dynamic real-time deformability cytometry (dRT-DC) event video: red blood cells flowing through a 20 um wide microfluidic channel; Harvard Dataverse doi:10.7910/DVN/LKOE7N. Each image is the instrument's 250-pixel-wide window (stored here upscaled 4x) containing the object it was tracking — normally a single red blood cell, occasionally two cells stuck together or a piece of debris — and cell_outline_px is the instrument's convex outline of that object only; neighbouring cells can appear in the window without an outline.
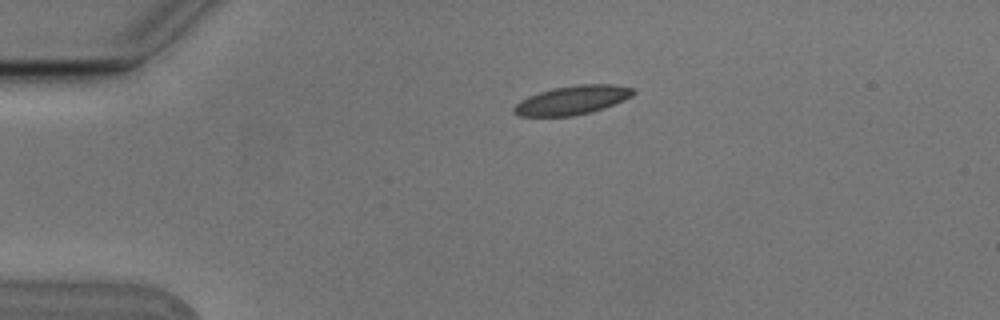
{"species": "Egyptian fruit bat (a non-hibernating species)", "species_latin": "Rousettus aegyptiacus", "temperature_condition": "cold", "stored_images_in_passage": 4, "camera_frame_rate_fps": 3000, "um_per_image_px": 0.085, "animal": {"sex": "male"}, "frame": {"image": 1, "passage_image": 1, "time_ms": 0.0, "image_size_px": [1000, 320], "cell_outline_px": [[636, 92], [632, 96], [624, 100], [604, 108], [592, 112], [576, 116], [520, 116], [512, 112], [512, 108], [520, 100], [528, 96], [552, 88], [580, 84], [612, 84], [636, 88]], "centroid_in_image_um": [48.66, 8.51], "position_along_channel_um": 36.3, "area_um2": 20.29}}
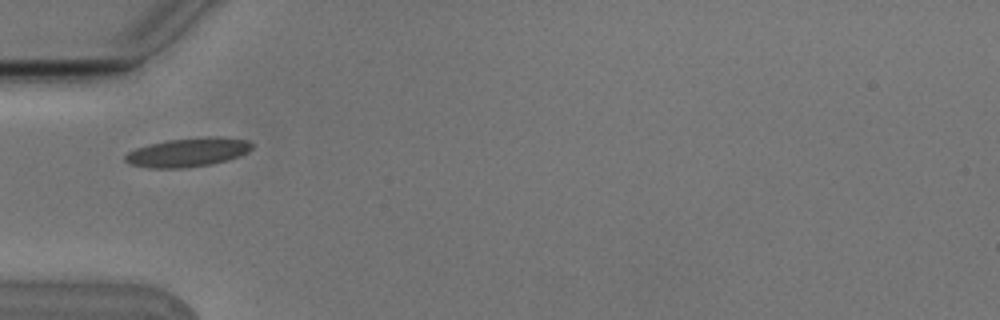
{"frame": {"image": 2, "passage_image": 2, "time_ms": 0.333, "image_size_px": [1000, 320], "cell_outline_px": [[252, 148], [248, 152], [240, 156], [228, 160], [212, 164], [184, 168], [148, 168], [128, 164], [124, 160], [124, 156], [128, 152], [136, 148], [168, 140], [208, 136], [224, 136], [248, 140], [252, 144]], "centroid_in_image_um": [15.99, 12.95], "position_along_channel_um": 69.0, "area_um2": 21.56}}
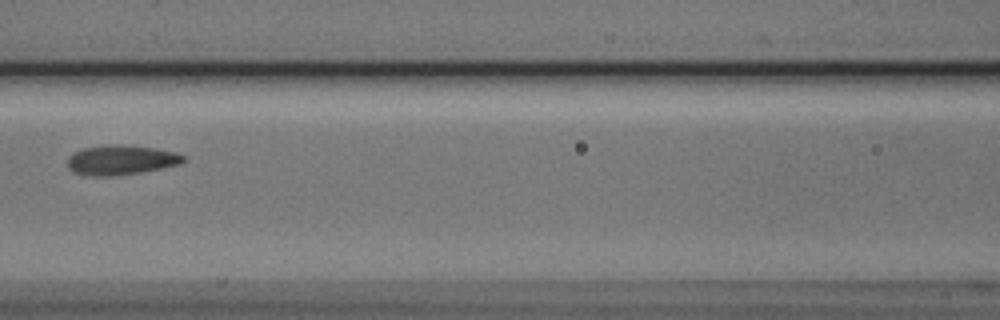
{"frame": {"image": 3, "passage_image": 4, "time_ms": 1.0, "image_size_px": [1000, 320], "cell_outline_px": [[184, 160], [180, 164], [140, 172], [108, 176], [88, 176], [72, 172], [68, 168], [68, 156], [72, 152], [84, 148], [108, 144], [120, 144], [152, 148], [176, 152], [184, 156]], "centroid_in_image_um": [10.22, 13.59], "position_along_channel_um": 156.4, "area_um2": 20.0}}